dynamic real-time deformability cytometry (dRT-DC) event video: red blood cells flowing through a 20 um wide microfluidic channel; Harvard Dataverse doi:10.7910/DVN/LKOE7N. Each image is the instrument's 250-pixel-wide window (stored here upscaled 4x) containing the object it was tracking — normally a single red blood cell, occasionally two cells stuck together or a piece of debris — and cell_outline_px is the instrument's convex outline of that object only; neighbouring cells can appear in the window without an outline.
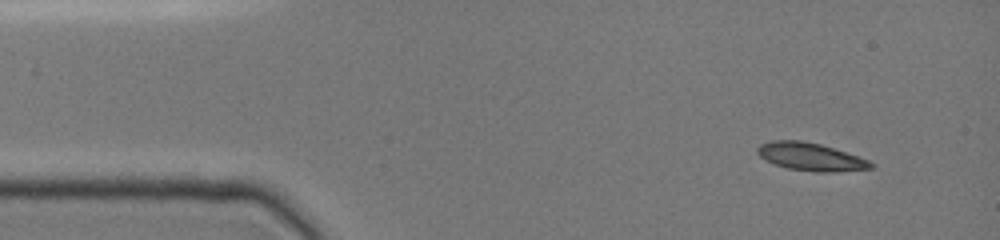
{"species": "common noctule bat (a hibernating species)", "species_latin": "Nyctalus noctula", "temperature_condition": "cold", "stored_images_in_passage": 5, "camera_frame_rate_fps": 3000, "um_per_image_px": 0.085, "animal": {"sex": "female", "body_mass_g": 19.0, "forearm_length_mm": 51.5}, "frame": {"image": 1, "passage_image": 1, "time_ms": 0.0, "image_size_px": [1000, 240], "cell_outline_px": [[876, 164], [872, 168], [836, 172], [816, 172], [788, 168], [776, 164], [760, 156], [756, 152], [756, 148], [760, 144], [772, 140], [800, 140], [820, 144], [868, 160]], "centroid_in_image_um": [68.89, 13.32], "position_along_channel_um": 16.1, "area_um2": 18.15}}